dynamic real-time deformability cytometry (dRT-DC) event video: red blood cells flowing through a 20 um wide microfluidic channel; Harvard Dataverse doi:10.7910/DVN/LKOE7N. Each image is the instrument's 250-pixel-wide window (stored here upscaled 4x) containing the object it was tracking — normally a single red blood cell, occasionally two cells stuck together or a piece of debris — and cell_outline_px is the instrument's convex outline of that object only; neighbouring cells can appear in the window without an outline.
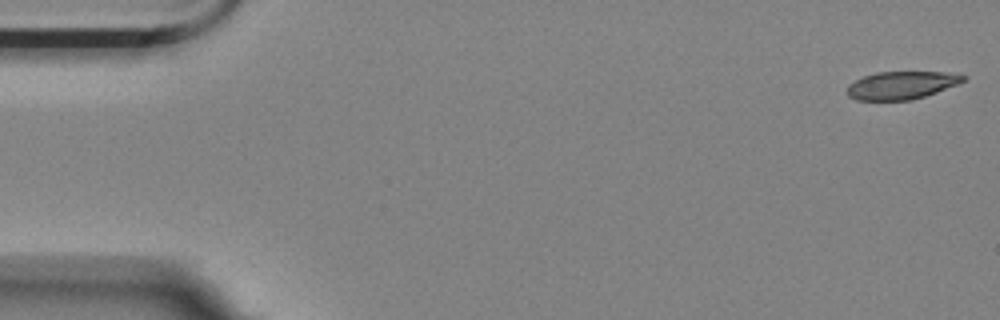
{"species": "Egyptian fruit bat (a non-hibernating species)", "species_latin": "Rousettus aegyptiacus", "temperature_condition": "room temperature", "stored_images_in_passage": 56, "camera_frame_rate_fps": 3000, "um_per_image_px": 0.085, "animal": {"sex": "female"}, "frame": {"image": 1, "passage_image": 1, "time_ms": 0.0, "image_size_px": [1000, 320], "cell_outline_px": [[968, 76], [964, 80], [956, 84], [936, 92], [924, 96], [908, 100], [856, 100], [848, 96], [848, 84], [864, 76], [876, 72], [944, 72]], "centroid_in_image_um": [76.59, 7.24], "position_along_channel_um": 8.4, "area_um2": 18.55}}
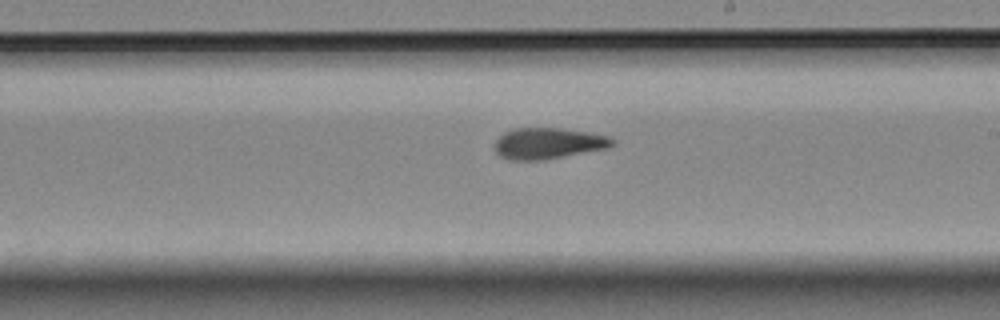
{"frame": {"image": 2, "passage_image": 32, "time_ms": 10.333, "image_size_px": [1000, 320], "cell_outline_px": [[616, 144], [608, 148], [544, 160], [512, 160], [500, 156], [492, 148], [496, 140], [504, 132], [512, 128], [560, 128], [588, 132], [612, 136], [616, 140]], "centroid_in_image_um": [46.62, 12.18], "position_along_channel_um": 242.4, "area_um2": 21.68}}
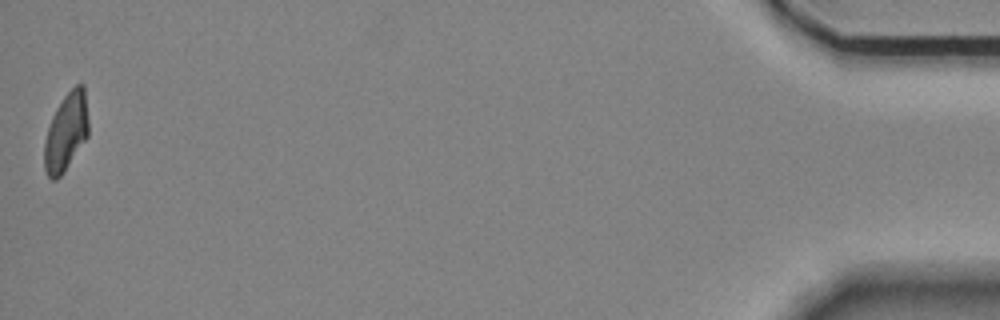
{"frame": {"image": 3, "passage_image": 56, "time_ms": 18.333, "image_size_px": [1000, 320], "cell_outline_px": [[88, 136], [64, 172], [56, 180], [52, 180], [48, 176], [44, 168], [44, 144], [48, 128], [52, 116], [56, 108], [64, 96], [76, 84], [84, 84], [88, 120]], "centroid_in_image_um": [5.62, 11.23], "position_along_channel_um": 429.6, "area_um2": 20.0}, "authors_computed_cell_mechanics": {"area_um2": 21.1259, "velocity_mm_per_s": 3.511, "shape_relaxation_time_tau1_ms": null, "shape_relaxation_time_tau2_ms": 2.112, "deformation_change_tau1": null, "deformation_change_tau2": 0.0768}}